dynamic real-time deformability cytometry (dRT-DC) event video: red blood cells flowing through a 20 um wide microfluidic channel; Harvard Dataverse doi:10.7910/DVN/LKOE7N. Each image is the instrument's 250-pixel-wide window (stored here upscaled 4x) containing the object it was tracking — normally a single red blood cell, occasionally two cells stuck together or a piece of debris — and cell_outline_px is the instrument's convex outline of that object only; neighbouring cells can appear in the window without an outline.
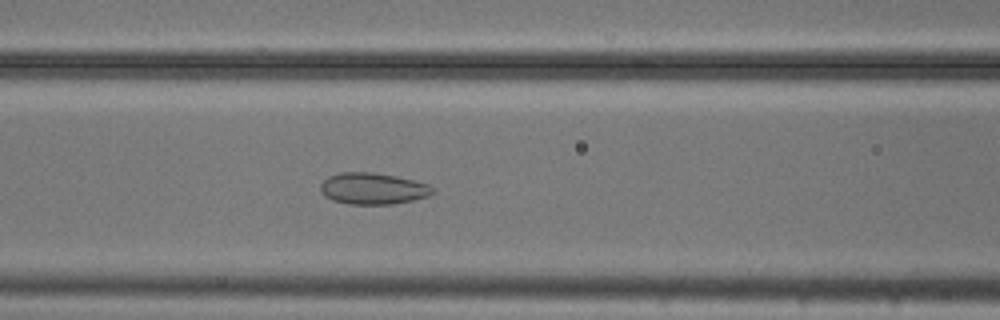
{"species": "common noctule bat (a hibernating species)", "species_latin": "Nyctalus noctula", "temperature_condition": "cold", "stored_images_in_passage": 54, "segment_of_instrument_passage": [1, 2], "camera_frame_rate_fps": 3000, "um_per_image_px": 0.085, "animal": {"sex": "male", "body_mass_g": 20.5, "forearm_length_mm": 52.5}, "frame": {"image": 1, "passage_image": 23, "time_ms": 7.333, "image_size_px": [1000, 320], "cell_outline_px": [[436, 192], [428, 196], [412, 200], [392, 204], [348, 204], [332, 200], [324, 196], [320, 192], [320, 184], [328, 176], [340, 172], [372, 172], [396, 176], [428, 184]], "centroid_in_image_um": [31.66, 16.03], "position_along_channel_um": 134.9, "area_um2": 20.63}}
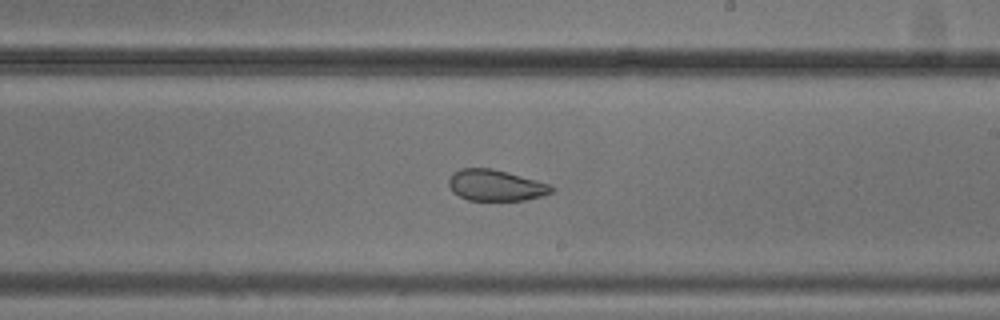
{"frame": {"image": 2, "passage_image": 32, "time_ms": 10.333, "image_size_px": [1000, 320], "cell_outline_px": [[556, 188], [552, 192], [540, 196], [524, 200], [468, 200], [452, 192], [448, 184], [448, 180], [452, 172], [460, 168], [492, 168], [508, 172], [548, 184]], "centroid_in_image_um": [42.08, 15.74], "position_along_channel_um": 246.9, "area_um2": 18.61}}
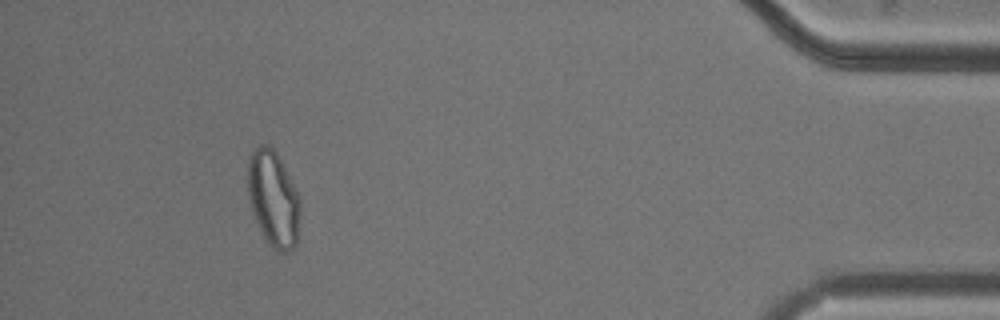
{"frame": {"image": 3, "passage_image": 50, "time_ms": 16.333, "image_size_px": [1000, 320], "cell_outline_px": [[300, 216], [296, 244], [288, 252], [276, 252], [268, 244], [252, 212], [248, 196], [248, 156], [252, 148], [260, 144], [268, 144], [276, 152], [300, 196]], "centroid_in_image_um": [23.23, 16.87], "position_along_channel_um": 412.0, "area_um2": 29.54}}